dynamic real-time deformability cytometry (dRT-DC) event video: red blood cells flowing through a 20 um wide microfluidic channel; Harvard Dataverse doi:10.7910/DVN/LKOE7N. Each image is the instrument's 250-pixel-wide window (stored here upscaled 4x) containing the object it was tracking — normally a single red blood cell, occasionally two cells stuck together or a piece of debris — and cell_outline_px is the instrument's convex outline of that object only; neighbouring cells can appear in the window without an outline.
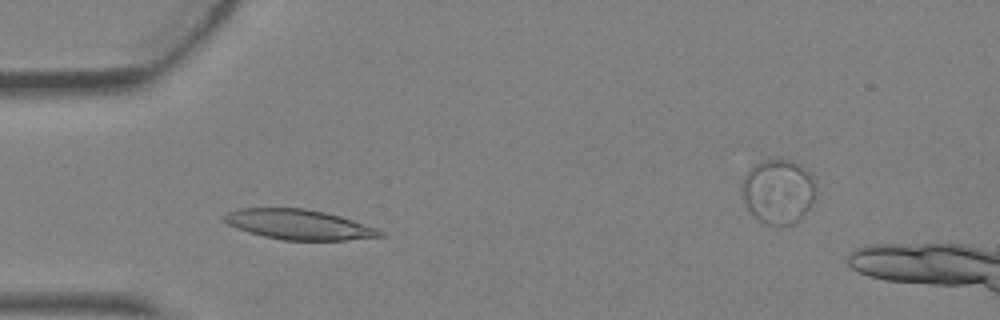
{"species": "Egyptian fruit bat (a non-hibernating species)", "species_latin": "Rousettus aegyptiacus", "temperature_condition": "warm", "stored_images_in_passage": 3, "camera_frame_rate_fps": 3000, "um_per_image_px": 0.085, "animal": {"sex": "female"}, "frame": {"image": 1, "passage_image": 3, "time_ms": 0.667, "image_size_px": [1000, 320], "cell_outline_px": [[384, 236], [348, 240], [284, 240], [264, 236], [248, 232], [236, 228], [228, 224], [224, 220], [224, 216], [228, 212], [240, 208], [304, 208], [324, 212], [340, 216], [376, 228], [384, 232]], "centroid_in_image_um": [25.4, 19.09], "position_along_channel_um": 59.6, "area_um2": 27.05}}